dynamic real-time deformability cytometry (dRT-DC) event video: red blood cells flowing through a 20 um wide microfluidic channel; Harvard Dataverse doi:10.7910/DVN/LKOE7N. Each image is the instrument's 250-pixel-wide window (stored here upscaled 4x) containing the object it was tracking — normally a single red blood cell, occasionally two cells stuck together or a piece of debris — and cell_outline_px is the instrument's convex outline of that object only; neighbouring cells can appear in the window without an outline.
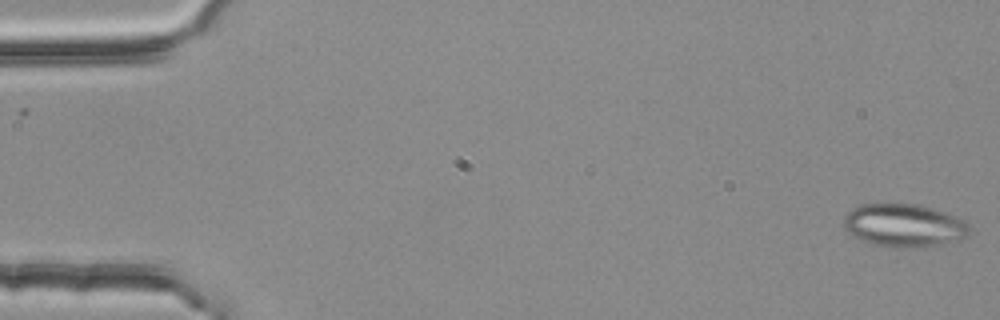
{"species": "common noctule bat (a hibernating species)", "species_latin": "Nyctalus noctula", "temperature_condition": "room temperature", "stored_images_in_passage": 3, "camera_frame_rate_fps": 3000, "um_per_image_px": 0.085, "animal": {"sex": "female", "body_mass_g": 25.1}, "frame": {"image": 1, "passage_image": 1, "time_ms": 0.0, "image_size_px": [1000, 320], "cell_outline_px": [[972, 228], [968, 236], [960, 240], [920, 248], [900, 248], [872, 244], [860, 240], [852, 236], [844, 228], [844, 216], [852, 208], [860, 204], [916, 204], [932, 208], [964, 220], [972, 224]], "centroid_in_image_um": [76.86, 19.18], "position_along_channel_um": 8.1, "area_um2": 31.91}}